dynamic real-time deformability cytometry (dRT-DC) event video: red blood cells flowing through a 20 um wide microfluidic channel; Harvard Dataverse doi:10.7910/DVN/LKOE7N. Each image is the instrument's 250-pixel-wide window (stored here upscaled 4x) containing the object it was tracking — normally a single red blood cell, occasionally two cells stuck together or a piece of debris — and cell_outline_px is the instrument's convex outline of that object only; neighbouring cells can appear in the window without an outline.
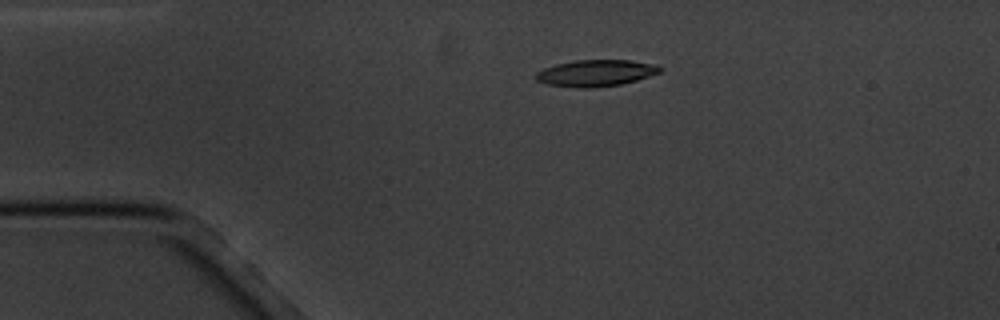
{"species": "common noctule bat (a hibernating species)", "species_latin": "Nyctalus noctula", "temperature_condition": "cold", "stored_images_in_passage": 2, "camera_frame_rate_fps": 3000, "um_per_image_px": 0.085, "animal": {"sex": "male", "body_mass_g": 20.1, "forearm_length_mm": 53.5}, "frame": {"image": 1, "passage_image": 1, "time_ms": 0.0, "image_size_px": [1000, 320], "cell_outline_px": [[660, 72], [636, 80], [620, 84], [588, 88], [580, 88], [544, 84], [536, 80], [536, 72], [544, 68], [556, 64], [576, 60], [632, 60], [652, 64], [660, 68]], "centroid_in_image_um": [50.58, 6.21], "position_along_channel_um": 34.4, "area_um2": 18.96}}